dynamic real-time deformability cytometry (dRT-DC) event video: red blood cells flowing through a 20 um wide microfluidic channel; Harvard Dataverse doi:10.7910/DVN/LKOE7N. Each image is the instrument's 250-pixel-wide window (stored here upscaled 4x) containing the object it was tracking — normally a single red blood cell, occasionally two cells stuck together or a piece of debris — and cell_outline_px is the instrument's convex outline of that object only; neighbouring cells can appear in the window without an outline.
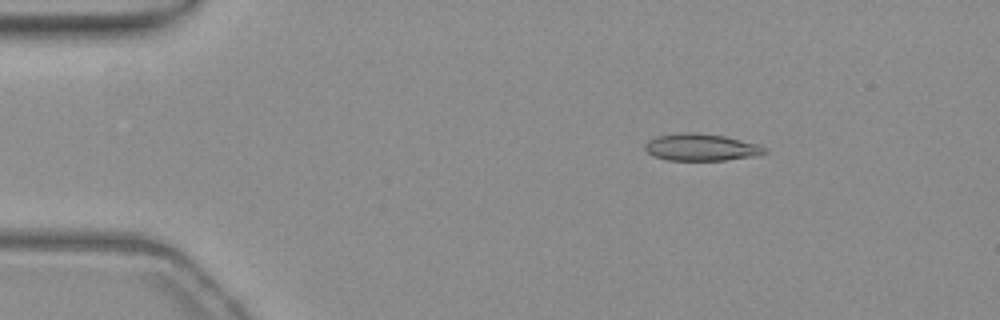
{"species": "common noctule bat (a hibernating species)", "species_latin": "Nyctalus noctula", "temperature_condition": "warm", "stored_images_in_passage": 50, "camera_frame_rate_fps": 3000, "um_per_image_px": 0.085, "animal": {"sex": "female", "body_mass_g": 19.3, "forearm_length_mm": 54.1}, "frame": {"image": 1, "passage_image": 9, "time_ms": 2.667, "image_size_px": [1000, 320], "cell_outline_px": [[768, 152], [760, 156], [724, 160], [668, 160], [652, 156], [644, 148], [644, 144], [648, 140], [656, 136], [680, 132], [696, 132], [724, 136], [760, 144], [768, 148]], "centroid_in_image_um": [59.64, 12.52], "position_along_channel_um": 25.4, "area_um2": 19.25}}
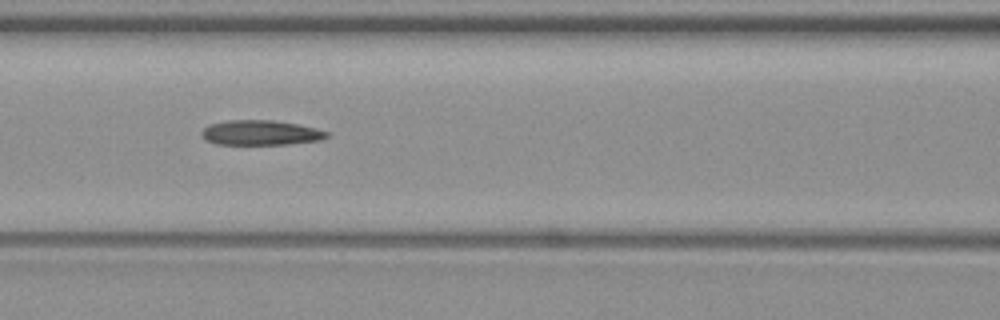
{"frame": {"image": 2, "passage_image": 24, "time_ms": 7.667, "image_size_px": [1000, 320], "cell_outline_px": [[332, 132], [328, 136], [320, 140], [288, 144], [216, 144], [208, 140], [200, 132], [208, 124], [228, 120], [272, 120], [296, 124], [316, 128]], "centroid_in_image_um": [22.18, 11.27], "position_along_channel_um": 144.4, "area_um2": 18.09}}
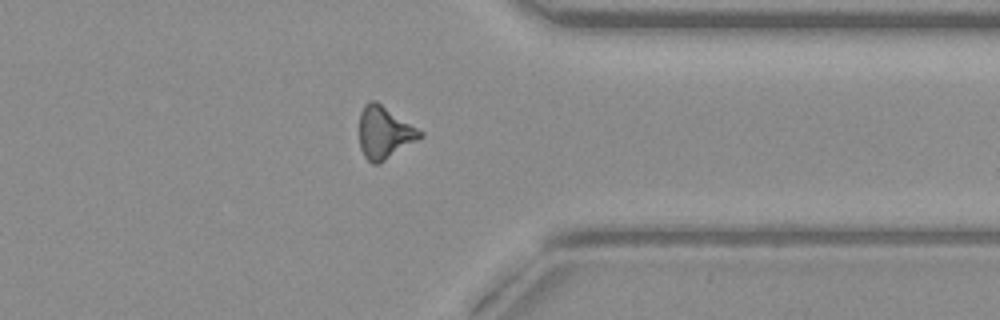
{"frame": {"image": 3, "passage_image": 43, "time_ms": 14.0, "image_size_px": [1000, 320], "cell_outline_px": [[424, 136], [380, 164], [372, 164], [364, 156], [360, 148], [360, 112], [364, 104], [368, 100], [376, 100], [424, 132]], "centroid_in_image_um": [32.68, 11.27], "position_along_channel_um": 378.7, "area_um2": 18.73}}